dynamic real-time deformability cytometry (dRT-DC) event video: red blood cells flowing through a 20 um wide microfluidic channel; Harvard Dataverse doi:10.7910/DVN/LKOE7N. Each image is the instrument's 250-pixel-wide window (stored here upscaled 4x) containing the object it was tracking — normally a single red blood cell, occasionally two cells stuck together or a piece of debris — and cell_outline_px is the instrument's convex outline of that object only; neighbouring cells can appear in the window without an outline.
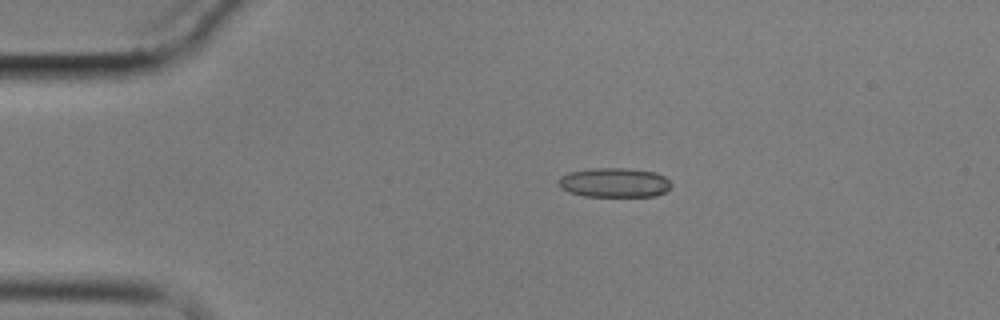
{"species": "common noctule bat (a hibernating species)", "species_latin": "Nyctalus noctula", "temperature_condition": "cold", "stored_images_in_passage": 6, "camera_frame_rate_fps": 3000, "um_per_image_px": 0.085, "animal": {"sex": "male", "body_mass_g": 17.9}, "frame": {"image": 1, "passage_image": 2, "time_ms": 1.0, "image_size_px": [1000, 320], "cell_outline_px": [[672, 184], [664, 192], [656, 196], [584, 196], [568, 192], [560, 188], [556, 180], [560, 176], [568, 172], [592, 168], [628, 168], [656, 172], [664, 176]], "centroid_in_image_um": [52.17, 15.51], "position_along_channel_um": 32.8, "area_um2": 19.54}}
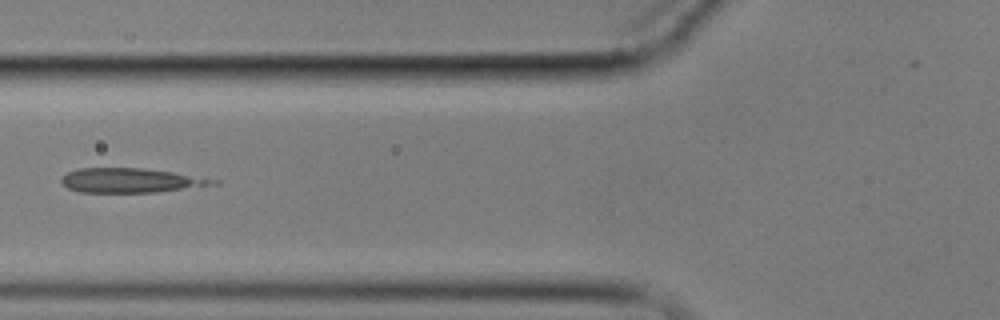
{"frame": {"image": 2, "passage_image": 5, "time_ms": 4.667, "image_size_px": [1000, 320], "cell_outline_px": [[220, 184], [156, 192], [80, 192], [68, 188], [60, 180], [68, 172], [80, 168], [144, 168], [172, 172], [220, 180]], "centroid_in_image_um": [11.15, 15.33], "position_along_channel_um": 114.7, "area_um2": 21.44}}
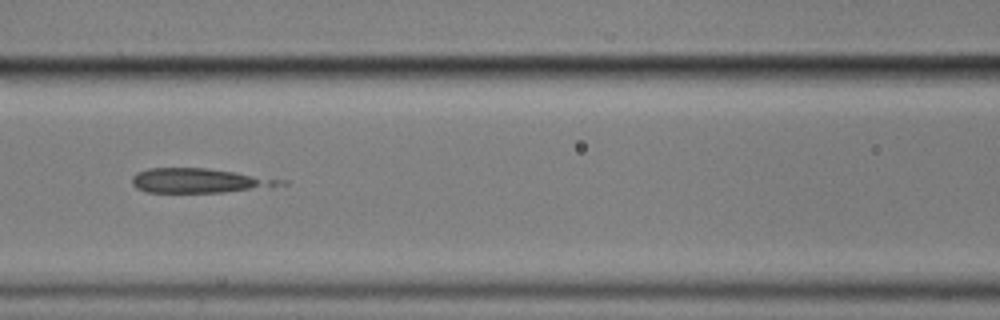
{"frame": {"image": 3, "passage_image": 6, "time_ms": 5.667, "image_size_px": [1000, 320], "cell_outline_px": [[256, 184], [248, 188], [224, 192], [144, 192], [136, 188], [132, 184], [132, 176], [136, 172], [148, 168], [208, 168], [232, 172], [248, 176], [256, 180]], "centroid_in_image_um": [16.14, 15.34], "position_along_channel_um": 150.5, "area_um2": 18.55}}